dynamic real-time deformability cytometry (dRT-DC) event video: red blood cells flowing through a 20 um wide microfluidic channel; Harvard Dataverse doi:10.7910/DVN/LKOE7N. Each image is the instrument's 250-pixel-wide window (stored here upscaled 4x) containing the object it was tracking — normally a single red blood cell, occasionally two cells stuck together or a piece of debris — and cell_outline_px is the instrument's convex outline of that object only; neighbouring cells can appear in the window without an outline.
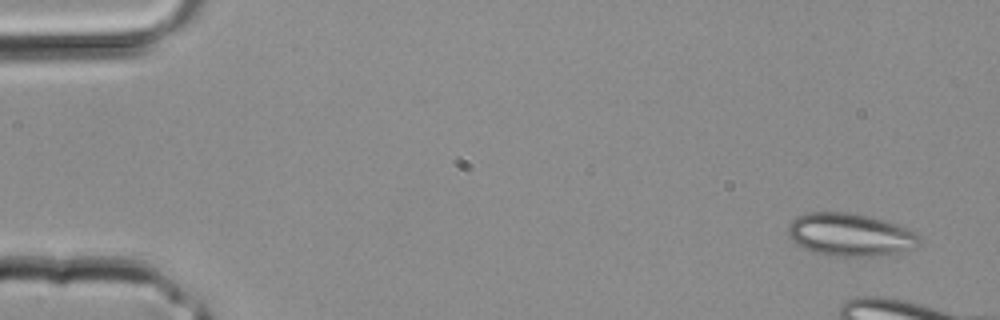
{"species": "common noctule bat (a hibernating species)", "species_latin": "Nyctalus noctula", "temperature_condition": "room temperature", "stored_images_in_passage": 4, "camera_frame_rate_fps": 3000, "um_per_image_px": 0.085, "animal": {"sex": "male", "body_mass_g": 20.4}, "frame": {"image": 1, "passage_image": 1, "time_ms": 0.0, "image_size_px": [1000, 320], "cell_outline_px": [[920, 244], [916, 248], [900, 252], [876, 256], [836, 256], [816, 252], [804, 248], [796, 244], [788, 236], [788, 224], [796, 216], [804, 212], [848, 212], [868, 216], [896, 224], [920, 236]], "centroid_in_image_um": [72.23, 19.94], "position_along_channel_um": 12.8, "area_um2": 32.71}}